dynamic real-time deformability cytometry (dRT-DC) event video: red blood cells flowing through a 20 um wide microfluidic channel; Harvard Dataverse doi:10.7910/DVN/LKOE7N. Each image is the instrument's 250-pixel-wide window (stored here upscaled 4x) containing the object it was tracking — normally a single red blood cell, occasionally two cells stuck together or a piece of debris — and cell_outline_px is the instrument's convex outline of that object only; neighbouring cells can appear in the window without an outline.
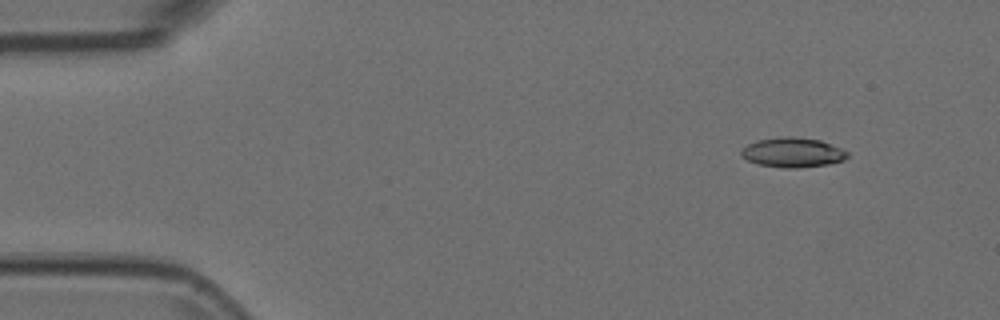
{"species": "Egyptian fruit bat (a non-hibernating species)", "species_latin": "Rousettus aegyptiacus", "temperature_condition": "room temperature", "stored_images_in_passage": 9, "camera_frame_rate_fps": 3000, "um_per_image_px": 0.085, "animal": {"sex": "female"}, "frame": {"image": 1, "passage_image": 1, "time_ms": 0.0, "image_size_px": [1000, 320], "cell_outline_px": [[848, 156], [844, 160], [828, 164], [796, 168], [784, 168], [760, 164], [748, 160], [740, 152], [748, 144], [756, 140], [784, 136], [792, 136], [820, 140], [840, 148], [848, 152]], "centroid_in_image_um": [67.4, 12.95], "position_along_channel_um": 17.6, "area_um2": 18.15}}